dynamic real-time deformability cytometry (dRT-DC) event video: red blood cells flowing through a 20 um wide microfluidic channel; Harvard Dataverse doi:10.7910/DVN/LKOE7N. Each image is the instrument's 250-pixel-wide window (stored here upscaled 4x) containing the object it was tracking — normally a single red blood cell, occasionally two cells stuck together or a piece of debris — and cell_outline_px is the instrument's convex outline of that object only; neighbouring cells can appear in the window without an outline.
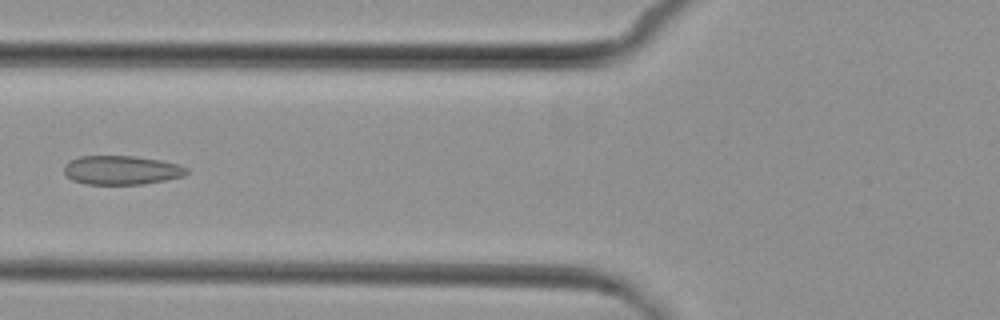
{"species": "common noctule bat (a hibernating species)", "species_latin": "Nyctalus noctula", "temperature_condition": "cold", "stored_images_in_passage": 5, "camera_frame_rate_fps": 3000, "um_per_image_px": 0.085, "animal": {"sex": "female", "body_mass_g": 29.2, "forearm_length_mm": 56.3}, "frame": {"image": 1, "passage_image": 5, "time_ms": 5.333, "image_size_px": [1000, 320], "cell_outline_px": [[188, 172], [184, 176], [144, 184], [88, 184], [72, 180], [64, 172], [64, 164], [68, 160], [80, 156], [136, 156], [160, 160], [176, 164], [188, 168]], "centroid_in_image_um": [10.31, 14.45], "position_along_channel_um": 115.5, "area_um2": 20.69}}